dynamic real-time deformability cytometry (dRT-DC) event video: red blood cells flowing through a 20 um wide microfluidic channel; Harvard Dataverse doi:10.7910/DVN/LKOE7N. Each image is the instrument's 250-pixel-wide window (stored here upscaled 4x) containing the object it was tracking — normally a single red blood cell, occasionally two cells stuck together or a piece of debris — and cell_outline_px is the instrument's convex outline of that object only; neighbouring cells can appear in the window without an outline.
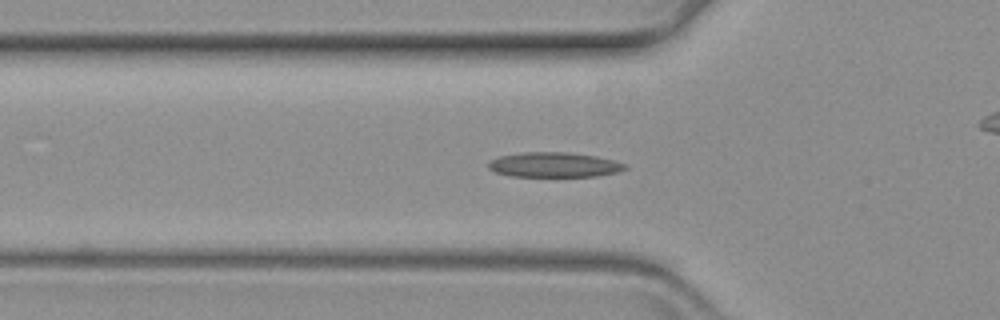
{"species": "common noctule bat (a hibernating species)", "species_latin": "Nyctalus noctula", "temperature_condition": "warm", "stored_images_in_passage": 62, "camera_frame_rate_fps": 3000, "um_per_image_px": 0.085, "animal": {"sex": "female", "body_mass_g": 19.3, "forearm_length_mm": 54.1}, "frame": {"image": 1, "passage_image": 21, "time_ms": 6.667, "image_size_px": [1000, 320], "cell_outline_px": [[628, 168], [616, 172], [596, 176], [508, 176], [496, 172], [488, 168], [488, 164], [492, 160], [500, 156], [524, 152], [568, 152], [596, 156], [628, 164]], "centroid_in_image_um": [47.11, 14.0], "position_along_channel_um": 78.7, "area_um2": 19.71}}
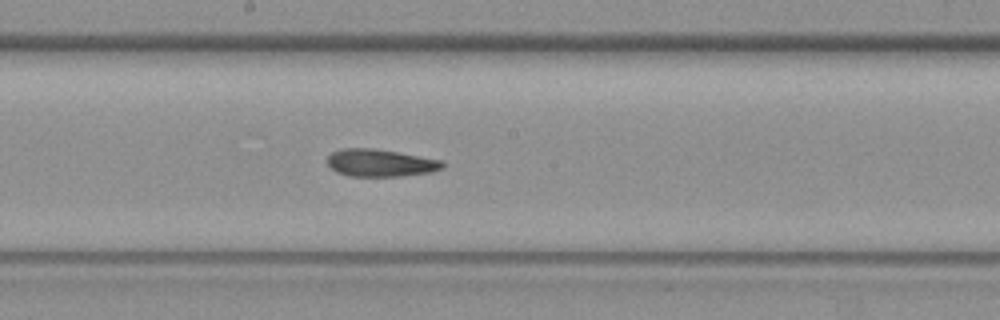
{"frame": {"image": 2, "passage_image": 33, "time_ms": 10.667, "image_size_px": [1000, 320], "cell_outline_px": [[444, 168], [432, 172], [400, 176], [348, 176], [336, 172], [328, 164], [328, 156], [332, 152], [340, 148], [372, 148], [396, 152], [440, 160], [444, 164]], "centroid_in_image_um": [32.3, 13.85], "position_along_channel_um": 215.9, "area_um2": 18.26}}
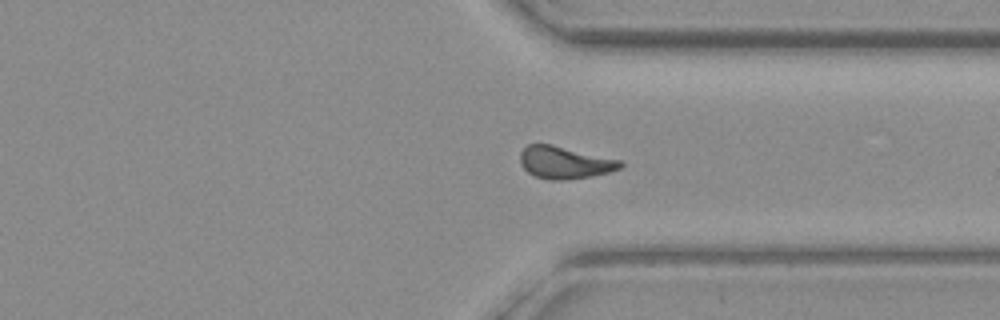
{"frame": {"image": 3, "passage_image": 46, "time_ms": 15.0, "image_size_px": [1000, 320], "cell_outline_px": [[624, 164], [620, 168], [612, 172], [592, 176], [564, 180], [548, 180], [536, 176], [528, 172], [520, 164], [520, 152], [528, 144], [552, 144], [620, 160]], "centroid_in_image_um": [48.0, 13.82], "position_along_channel_um": 363.4, "area_um2": 18.9}}